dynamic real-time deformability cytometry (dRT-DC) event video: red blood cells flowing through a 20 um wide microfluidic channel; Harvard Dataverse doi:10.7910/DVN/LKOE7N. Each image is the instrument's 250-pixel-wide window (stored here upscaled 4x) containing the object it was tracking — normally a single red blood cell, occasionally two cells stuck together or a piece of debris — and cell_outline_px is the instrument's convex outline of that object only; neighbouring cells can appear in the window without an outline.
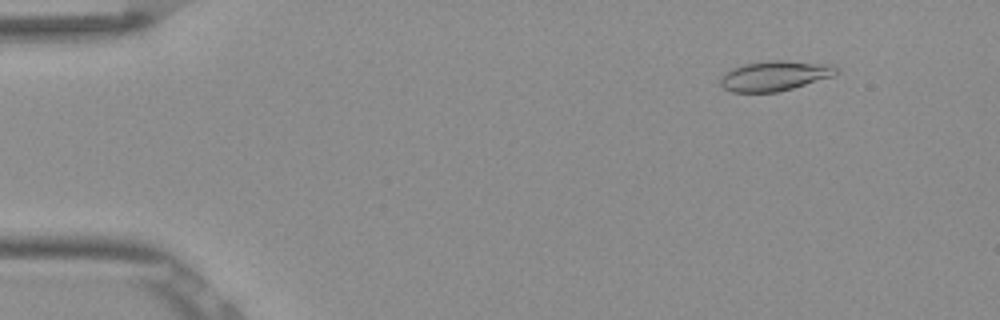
{"species": "Egyptian fruit bat (a non-hibernating species)", "species_latin": "Rousettus aegyptiacus", "temperature_condition": "room temperature", "stored_images_in_passage": 53, "camera_frame_rate_fps": 3000, "um_per_image_px": 0.085, "frame": {"image": 1, "passage_image": 6, "time_ms": 1.667, "image_size_px": [1000, 320], "cell_outline_px": [[840, 72], [832, 76], [792, 88], [776, 92], [732, 92], [724, 88], [720, 84], [720, 80], [724, 72], [732, 68], [744, 64], [768, 60], [784, 60], [828, 64], [840, 68]], "centroid_in_image_um": [65.84, 6.43], "position_along_channel_um": 19.2, "area_um2": 20.23}}
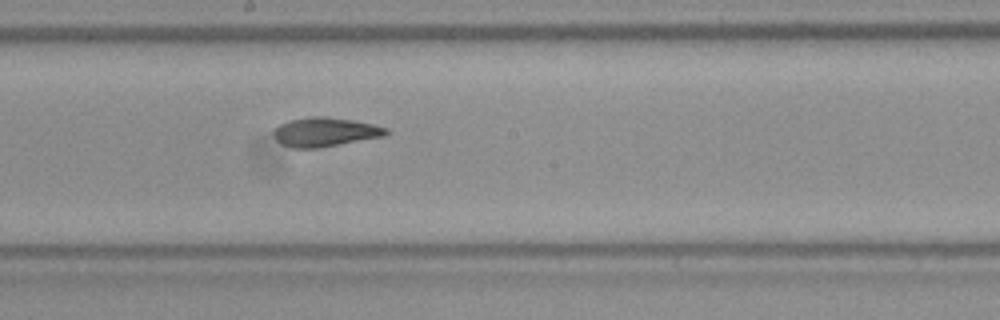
{"frame": {"image": 2, "passage_image": 29, "time_ms": 9.333, "image_size_px": [1000, 320], "cell_outline_px": [[388, 132], [384, 136], [340, 144], [316, 148], [292, 148], [280, 144], [276, 140], [272, 132], [280, 124], [288, 120], [308, 116], [328, 116], [352, 120], [372, 124], [388, 128]], "centroid_in_image_um": [27.58, 11.21], "position_along_channel_um": 220.6, "area_um2": 19.13}}
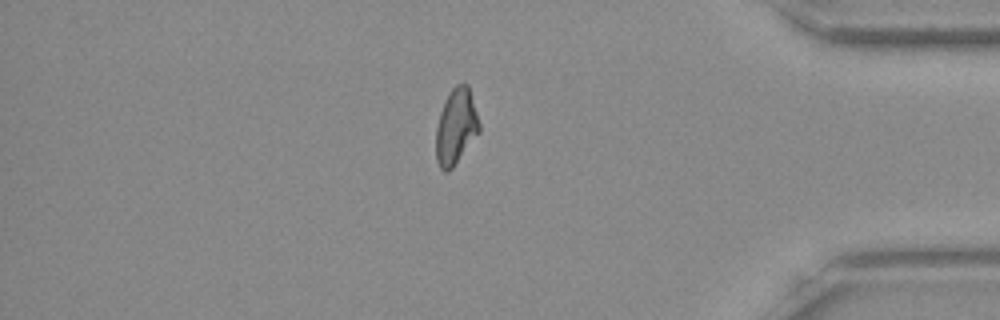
{"frame": {"image": 3, "passage_image": 45, "time_ms": 14.667, "image_size_px": [1000, 320], "cell_outline_px": [[480, 132], [452, 168], [448, 172], [444, 172], [440, 168], [436, 160], [436, 128], [440, 112], [444, 100], [452, 88], [456, 84], [468, 84], [480, 124]], "centroid_in_image_um": [38.75, 10.77], "position_along_channel_um": 396.4, "area_um2": 19.13}, "authors_computed_cell_mechanics": {"area_um2": 19.363, "velocity_mm_per_s": 3.8618, "shape_relaxation_time_tau1_ms": 5.5473, "shape_relaxation_time_tau2_ms": 2.5643, "deformation_change_tau1": 0.1711, "deformation_change_tau2": 0.0912}}